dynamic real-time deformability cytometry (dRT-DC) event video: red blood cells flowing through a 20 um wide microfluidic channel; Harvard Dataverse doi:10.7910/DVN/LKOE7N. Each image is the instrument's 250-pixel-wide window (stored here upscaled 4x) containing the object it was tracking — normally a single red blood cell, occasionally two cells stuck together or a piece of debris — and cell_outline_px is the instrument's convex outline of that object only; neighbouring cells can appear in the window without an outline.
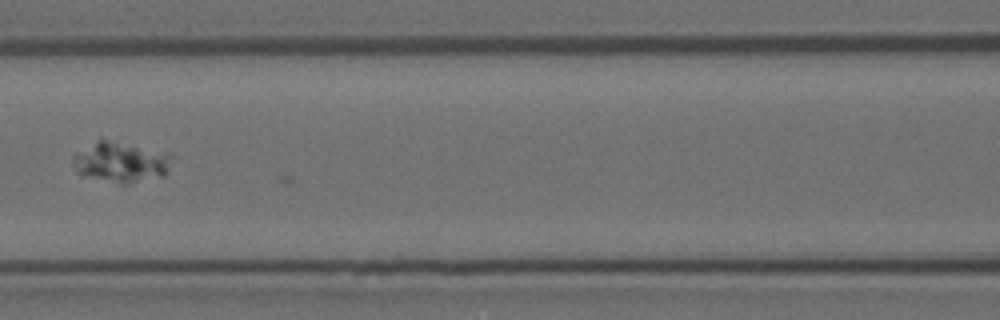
{"species": "Egyptian fruit bat (a non-hibernating species)", "species_latin": "Rousettus aegyptiacus", "temperature_condition": "room temperature", "stored_images_in_passage": 4, "camera_frame_rate_fps": 3000, "um_per_image_px": 0.085, "animal": {"sex": "female"}, "frame": {"image": 1, "passage_image": 4, "time_ms": 1.0, "image_size_px": [1000, 320], "cell_outline_px": [[172, 156], [168, 172], [164, 176], [128, 184], [120, 184], [84, 176], [76, 172], [72, 164], [72, 156], [76, 152], [100, 136]], "centroid_in_image_um": [10.17, 13.77], "position_along_channel_um": 156.4, "area_um2": 23.58}}